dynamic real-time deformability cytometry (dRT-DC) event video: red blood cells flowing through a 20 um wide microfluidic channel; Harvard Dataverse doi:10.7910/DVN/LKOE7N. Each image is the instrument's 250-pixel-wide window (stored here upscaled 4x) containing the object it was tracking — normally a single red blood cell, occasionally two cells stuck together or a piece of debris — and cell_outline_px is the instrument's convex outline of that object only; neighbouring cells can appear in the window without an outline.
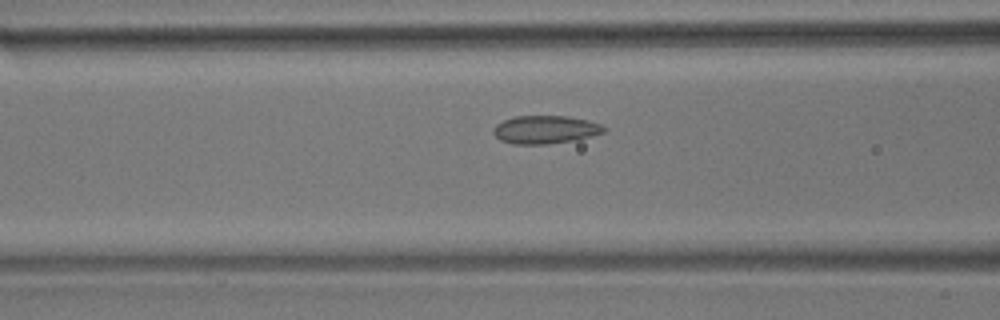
{"species": "common noctule bat (a hibernating species)", "species_latin": "Nyctalus noctula", "temperature_condition": "room temperature", "stored_images_in_passage": 41, "camera_frame_rate_fps": 3000, "um_per_image_px": 0.085, "animal": {"sex": "male", "body_mass_g": 17.9}, "frame": {"image": 1, "passage_image": 7, "time_ms": 2.0, "image_size_px": [1000, 320], "cell_outline_px": [[608, 128], [604, 132], [592, 136], [576, 140], [548, 144], [512, 144], [500, 140], [492, 132], [492, 128], [496, 124], [504, 120], [516, 116], [568, 116], [588, 120], [600, 124]], "centroid_in_image_um": [46.35, 11.02], "position_along_channel_um": 120.2, "area_um2": 18.26}}
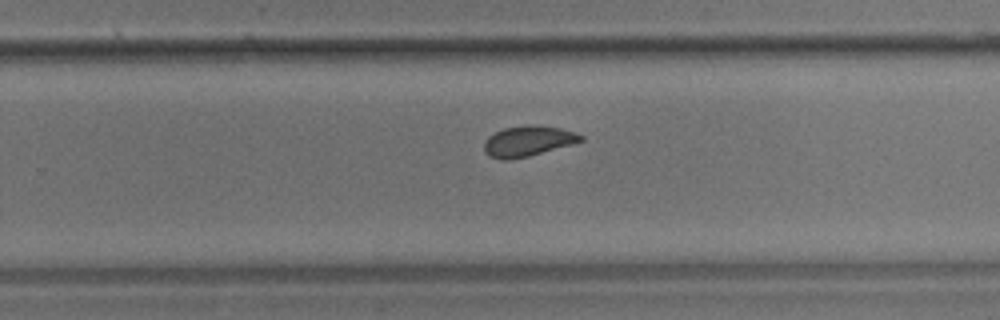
{"frame": {"image": 2, "passage_image": 21, "time_ms": 6.667, "image_size_px": [1000, 320], "cell_outline_px": [[584, 140], [572, 144], [528, 156], [508, 160], [500, 160], [488, 156], [484, 152], [484, 140], [488, 136], [504, 128], [528, 124], [532, 124], [560, 128], [576, 132], [584, 136]], "centroid_in_image_um": [44.85, 11.99], "position_along_channel_um": 284.9, "area_um2": 17.28}}
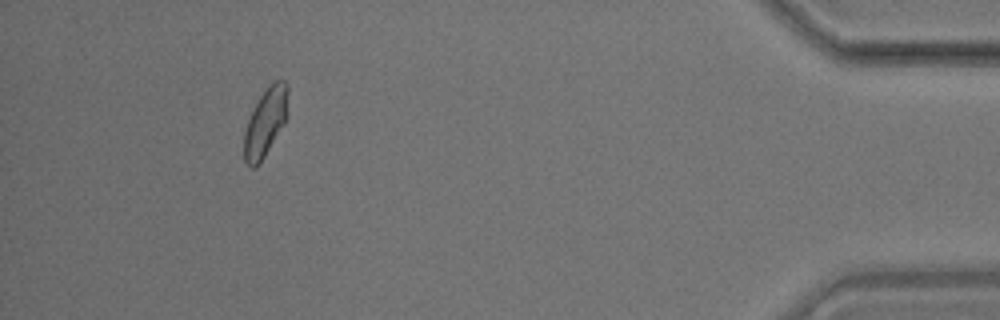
{"frame": {"image": 3, "passage_image": 37, "time_ms": 12.0, "image_size_px": [1000, 320], "cell_outline_px": [[288, 92], [284, 120], [264, 156], [256, 168], [252, 168], [244, 160], [244, 132], [252, 108], [268, 84], [272, 80], [284, 80], [288, 84]], "centroid_in_image_um": [22.52, 10.34], "position_along_channel_um": 412.7, "area_um2": 16.99}, "authors_computed_cell_mechanics": {"area_um2": 17.2822, "velocity_mm_per_s": 3.5398, "shape_relaxation_time_tau1_ms": 11.0248, "shape_relaxation_time_tau2_ms": 1.5424, "deformation_change_tau1": 0.1683, "deformation_change_tau2": 0.0474}}